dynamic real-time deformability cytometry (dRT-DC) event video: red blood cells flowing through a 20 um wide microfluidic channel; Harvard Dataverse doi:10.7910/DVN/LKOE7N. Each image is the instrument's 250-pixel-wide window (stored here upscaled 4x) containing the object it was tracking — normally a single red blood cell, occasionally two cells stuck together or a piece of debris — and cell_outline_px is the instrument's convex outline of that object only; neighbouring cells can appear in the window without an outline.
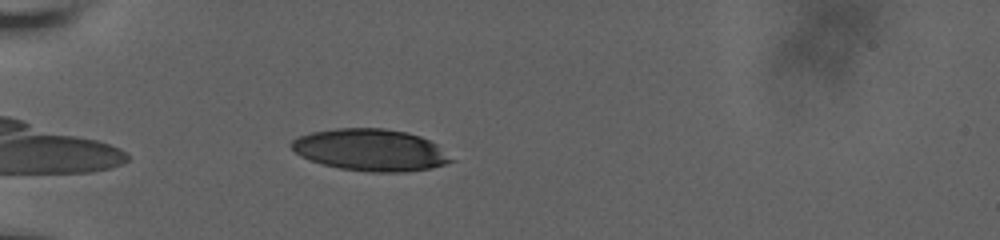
{"species": "human", "species_latin": "Homo sapiens", "temperature_condition": "room temperature", "stored_images_in_passage": 7, "camera_frame_rate_fps": 3000, "um_per_image_px": 0.085, "donor": {"sex": "male"}, "frame": {"image": 1, "passage_image": 5, "time_ms": 1.0, "image_size_px": [1000, 240], "cell_outline_px": [[456, 160], [432, 168], [404, 172], [372, 172], [340, 168], [324, 164], [300, 156], [292, 148], [292, 140], [300, 136], [312, 132], [336, 128], [384, 128], [408, 132], [420, 136], [436, 144]], "centroid_in_image_um": [31.53, 12.74], "position_along_channel_um": 53.5, "area_um2": 38.78}}